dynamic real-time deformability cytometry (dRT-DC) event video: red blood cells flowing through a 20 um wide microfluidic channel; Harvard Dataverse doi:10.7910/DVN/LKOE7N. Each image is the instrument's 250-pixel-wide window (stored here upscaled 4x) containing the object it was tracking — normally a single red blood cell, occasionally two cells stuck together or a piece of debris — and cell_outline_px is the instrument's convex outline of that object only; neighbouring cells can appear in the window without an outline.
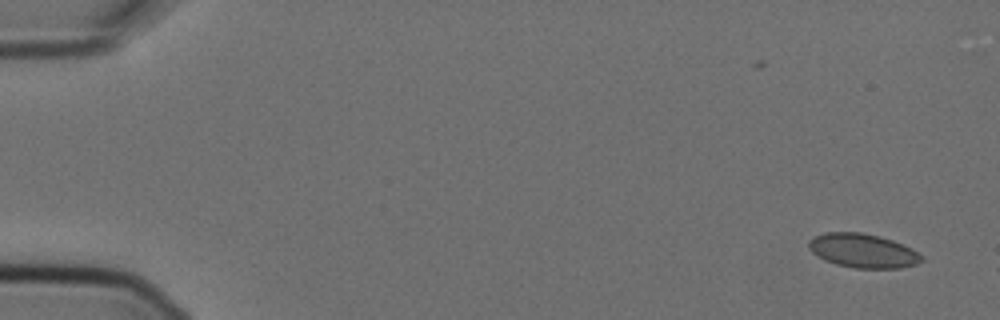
{"species": "Egyptian fruit bat (a non-hibernating species)", "species_latin": "Rousettus aegyptiacus", "temperature_condition": "cold", "stored_images_in_passage": 2, "camera_frame_rate_fps": 3000, "um_per_image_px": 0.085, "animal": {"sex": "female"}, "frame": {"image": 1, "passage_image": 2, "time_ms": 0.333, "image_size_px": [1000, 320], "cell_outline_px": [[924, 260], [916, 264], [900, 268], [852, 268], [836, 264], [824, 260], [812, 252], [808, 248], [808, 240], [824, 232], [860, 232], [880, 236], [892, 240], [912, 248], [924, 256]], "centroid_in_image_um": [73.35, 21.31], "position_along_channel_um": 11.6, "area_um2": 22.54}}